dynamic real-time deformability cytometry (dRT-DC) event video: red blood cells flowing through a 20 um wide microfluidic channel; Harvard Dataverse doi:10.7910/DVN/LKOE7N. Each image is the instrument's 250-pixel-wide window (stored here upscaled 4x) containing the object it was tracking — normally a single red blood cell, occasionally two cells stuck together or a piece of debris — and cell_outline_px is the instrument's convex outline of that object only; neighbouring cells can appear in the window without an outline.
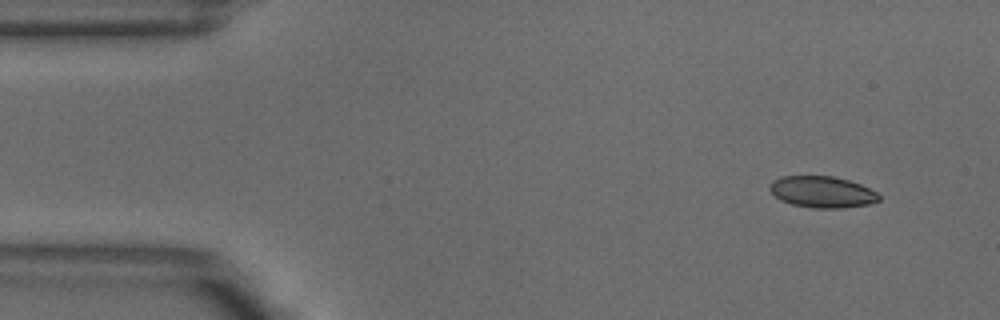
{"species": "common noctule bat (a hibernating species)", "species_latin": "Nyctalus noctula", "temperature_condition": "warm", "stored_images_in_passage": 6, "camera_frame_rate_fps": 3000, "um_per_image_px": 0.085, "animal": {"sex": "male", "body_mass_g": 18.8}, "frame": {"image": 1, "passage_image": 1, "time_ms": 0.0, "image_size_px": [1000, 320], "cell_outline_px": [[880, 200], [868, 204], [840, 208], [812, 208], [792, 204], [780, 200], [768, 188], [772, 180], [780, 176], [832, 176], [848, 180], [860, 184], [876, 192], [880, 196]], "centroid_in_image_um": [69.85, 16.31], "position_along_channel_um": 15.1, "area_um2": 19.94}}
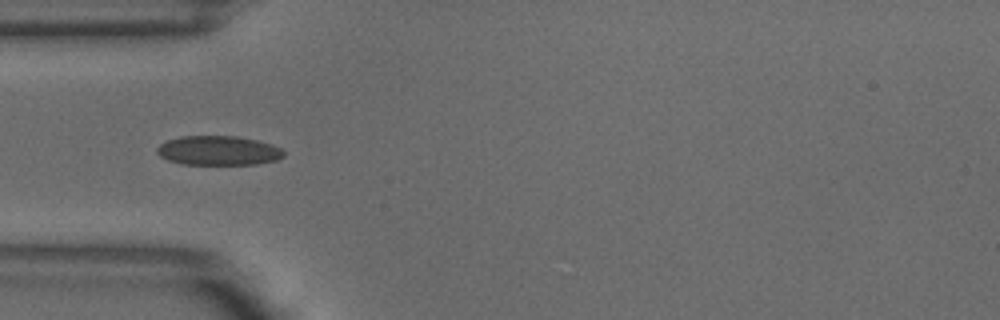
{"frame": {"image": 2, "passage_image": 4, "time_ms": 1.0, "image_size_px": [1000, 320], "cell_outline_px": [[284, 156], [276, 160], [256, 164], [180, 164], [168, 160], [160, 156], [156, 152], [156, 148], [160, 144], [168, 140], [180, 136], [236, 136], [256, 140], [272, 144], [280, 148], [284, 152]], "centroid_in_image_um": [18.54, 12.8], "position_along_channel_um": 66.5, "area_um2": 21.68}}
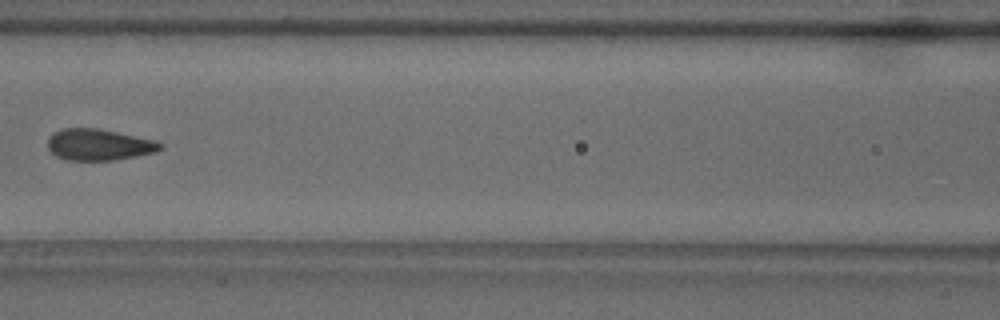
{"frame": {"image": 3, "passage_image": 6, "time_ms": 1.667, "image_size_px": [1000, 320], "cell_outline_px": [[164, 144], [160, 148], [152, 152], [136, 156], [116, 160], [68, 160], [56, 156], [48, 148], [48, 136], [52, 132], [64, 128], [96, 128], [156, 140]], "centroid_in_image_um": [8.36, 12.29], "position_along_channel_um": 158.2, "area_um2": 20.46}}